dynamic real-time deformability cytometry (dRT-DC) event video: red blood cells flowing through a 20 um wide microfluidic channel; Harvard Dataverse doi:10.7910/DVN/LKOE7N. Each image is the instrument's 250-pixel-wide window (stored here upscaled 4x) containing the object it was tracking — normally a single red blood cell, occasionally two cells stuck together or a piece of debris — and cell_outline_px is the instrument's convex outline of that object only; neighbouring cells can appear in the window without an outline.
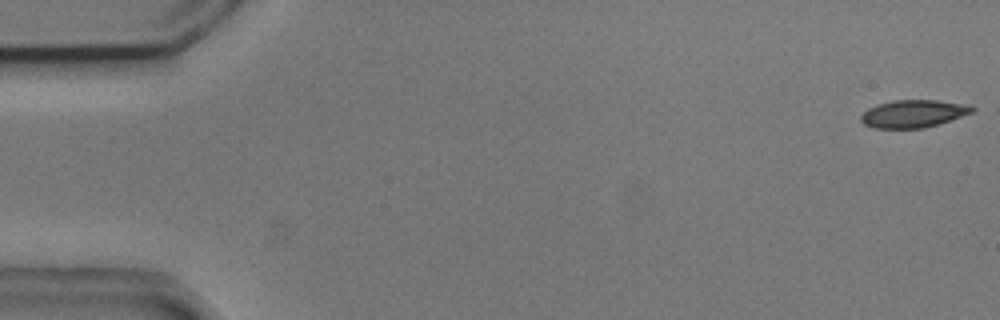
{"species": "common noctule bat (a hibernating species)", "species_latin": "Nyctalus noctula", "temperature_condition": "cold", "stored_images_in_passage": 5, "segment_of_instrument_passage": [1, 2], "camera_frame_rate_fps": 3000, "um_per_image_px": 0.085, "animal": {"sex": "male", "body_mass_g": 20.5, "forearm_length_mm": 52.5}, "frame": {"image": 1, "passage_image": 1, "time_ms": 0.0, "image_size_px": [1000, 320], "cell_outline_px": [[980, 108], [972, 112], [940, 124], [924, 128], [872, 128], [864, 124], [860, 120], [860, 116], [868, 108], [876, 104], [896, 100], [936, 100], [972, 104]], "centroid_in_image_um": [77.69, 9.65], "position_along_channel_um": 7.3, "area_um2": 18.21}}
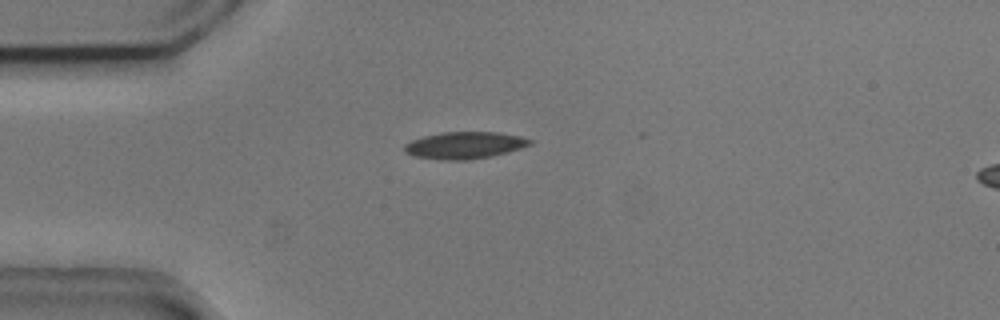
{"frame": {"image": 2, "passage_image": 4, "time_ms": 1.0, "image_size_px": [1000, 320], "cell_outline_px": [[532, 144], [508, 152], [492, 156], [468, 160], [440, 160], [412, 156], [404, 152], [404, 144], [412, 140], [424, 136], [444, 132], [496, 132], [520, 136], [532, 140]], "centroid_in_image_um": [39.46, 12.36], "position_along_channel_um": 45.5, "area_um2": 19.77}}